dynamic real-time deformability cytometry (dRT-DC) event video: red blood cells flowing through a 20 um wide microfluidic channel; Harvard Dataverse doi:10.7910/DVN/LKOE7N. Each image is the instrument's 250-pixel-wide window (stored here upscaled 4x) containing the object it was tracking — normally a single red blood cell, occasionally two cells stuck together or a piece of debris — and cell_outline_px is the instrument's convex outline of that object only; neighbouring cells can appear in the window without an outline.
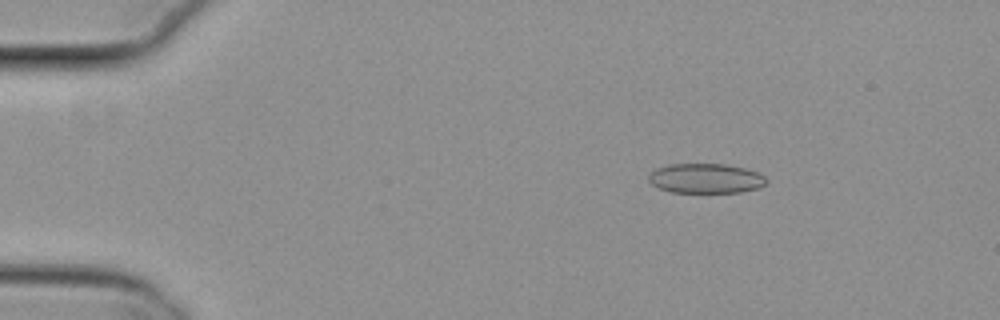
{"species": "common noctule bat (a hibernating species)", "species_latin": "Nyctalus noctula", "temperature_condition": "cold", "stored_images_in_passage": 54, "camera_frame_rate_fps": 3000, "um_per_image_px": 0.085, "animal": {"sex": "female", "body_mass_g": 29.2, "forearm_length_mm": 56.3}, "frame": {"image": 1, "passage_image": 8, "time_ms": 2.333, "image_size_px": [1000, 320], "cell_outline_px": [[768, 180], [764, 184], [756, 188], [740, 192], [672, 192], [660, 188], [652, 184], [648, 180], [648, 176], [656, 168], [668, 164], [724, 164], [744, 168], [760, 172]], "centroid_in_image_um": [59.99, 15.15], "position_along_channel_um": 25.0, "area_um2": 20.29}}
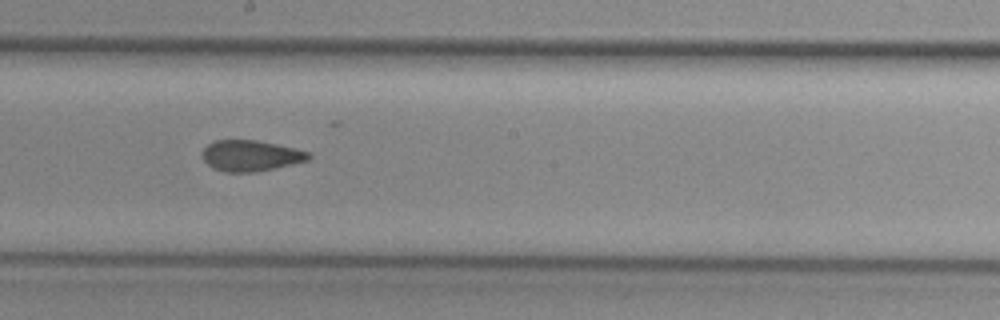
{"frame": {"image": 2, "passage_image": 30, "time_ms": 9.667, "image_size_px": [1000, 320], "cell_outline_px": [[312, 156], [308, 160], [256, 172], [224, 172], [212, 168], [204, 160], [200, 152], [208, 144], [216, 140], [256, 140], [276, 144], [308, 152]], "centroid_in_image_um": [21.25, 13.23], "position_along_channel_um": 226.9, "area_um2": 19.02}}
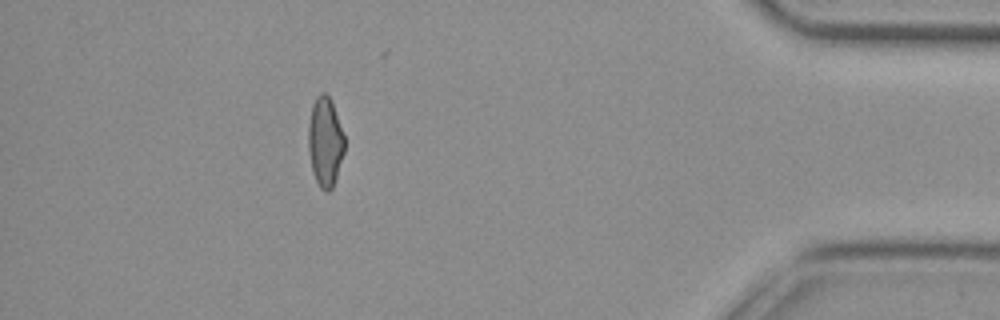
{"frame": {"image": 3, "passage_image": 48, "time_ms": 15.667, "image_size_px": [1000, 320], "cell_outline_px": [[344, 152], [336, 180], [332, 188], [328, 192], [324, 192], [320, 188], [312, 172], [308, 148], [308, 124], [312, 104], [316, 96], [320, 92], [324, 92], [332, 100], [344, 136]], "centroid_in_image_um": [27.63, 12.06], "position_along_channel_um": 407.6, "area_um2": 19.13}, "authors_computed_cell_mechanics": {"area_um2": 19.8543, "velocity_mm_per_s": 3.8413, "shape_relaxation_time_tau1_ms": null, "shape_relaxation_time_tau2_ms": 2.3502, "deformation_change_tau1": null, "deformation_change_tau2": 0.0708}}